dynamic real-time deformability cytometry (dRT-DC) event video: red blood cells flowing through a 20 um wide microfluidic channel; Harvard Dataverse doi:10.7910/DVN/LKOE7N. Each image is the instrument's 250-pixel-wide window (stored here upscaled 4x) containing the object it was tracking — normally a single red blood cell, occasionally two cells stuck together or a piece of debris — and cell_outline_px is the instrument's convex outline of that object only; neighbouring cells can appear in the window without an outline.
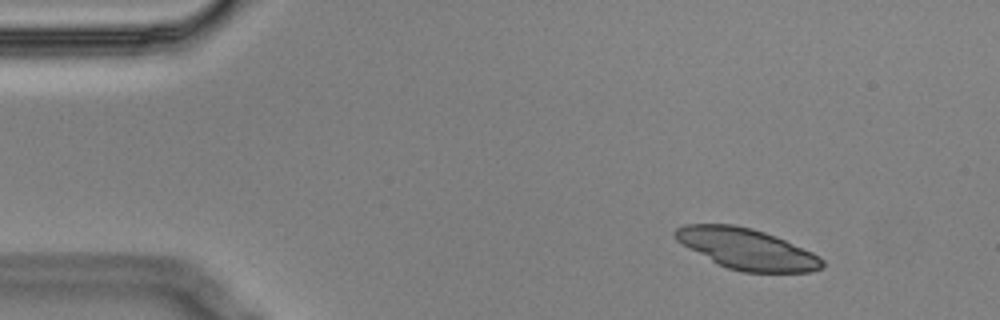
{"species": "Egyptian fruit bat (a non-hibernating species)", "species_latin": "Rousettus aegyptiacus", "temperature_condition": "cold", "stored_images_in_passage": 6, "camera_frame_rate_fps": 3000, "um_per_image_px": 0.085, "animal": {"sex": "male"}, "frame": {"image": 1, "passage_image": 2, "time_ms": 0.333, "image_size_px": [1000, 320], "cell_outline_px": [[824, 264], [820, 268], [812, 272], [744, 272], [728, 268], [712, 260], [676, 240], [672, 232], [676, 228], [684, 224], [732, 224], [752, 228], [776, 236], [812, 252], [820, 256], [824, 260]], "centroid_in_image_um": [63.5, 21.15], "position_along_channel_um": 21.5, "area_um2": 34.62}}